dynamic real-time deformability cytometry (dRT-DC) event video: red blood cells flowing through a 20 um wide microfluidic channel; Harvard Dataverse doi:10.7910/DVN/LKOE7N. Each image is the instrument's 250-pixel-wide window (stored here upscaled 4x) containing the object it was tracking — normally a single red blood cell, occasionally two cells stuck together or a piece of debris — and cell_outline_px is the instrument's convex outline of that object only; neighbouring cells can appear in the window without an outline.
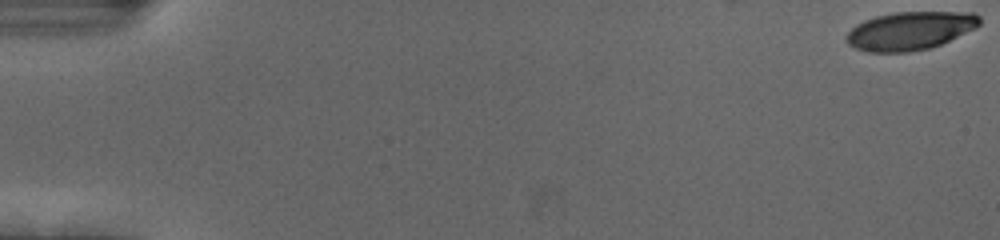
{"species": "human", "species_latin": "Homo sapiens", "temperature_condition": "cold", "stored_images_in_passage": 56, "camera_frame_rate_fps": 3000, "um_per_image_px": 0.085, "donor": {"sex": "female"}, "frame": {"image": 1, "passage_image": 1, "time_ms": 0.0, "image_size_px": [1000, 240], "cell_outline_px": [[980, 24], [976, 28], [940, 44], [928, 48], [908, 52], [868, 52], [856, 48], [848, 44], [848, 32], [856, 24], [864, 20], [876, 16], [896, 12], [972, 12], [980, 16]], "centroid_in_image_um": [77.37, 2.61], "position_along_channel_um": 7.6, "area_um2": 29.48}}
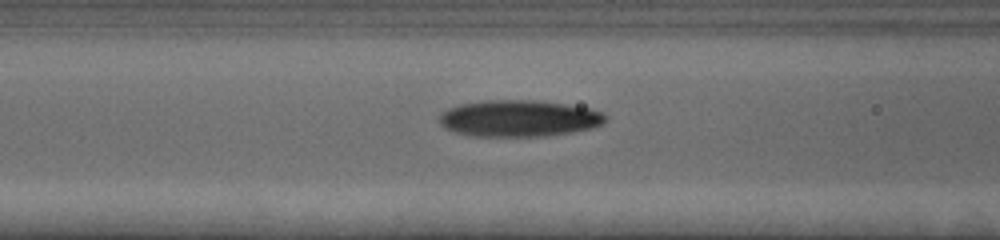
{"frame": {"image": 2, "passage_image": 24, "time_ms": 7.667, "image_size_px": [1000, 240], "cell_outline_px": [[608, 116], [604, 124], [592, 128], [572, 132], [544, 136], [472, 136], [456, 132], [444, 128], [440, 124], [440, 112], [448, 108], [460, 104], [488, 100], [532, 100], [564, 104], [588, 108], [600, 112]], "centroid_in_image_um": [44.1, 10.06], "position_along_channel_um": 122.5, "area_um2": 35.37}}
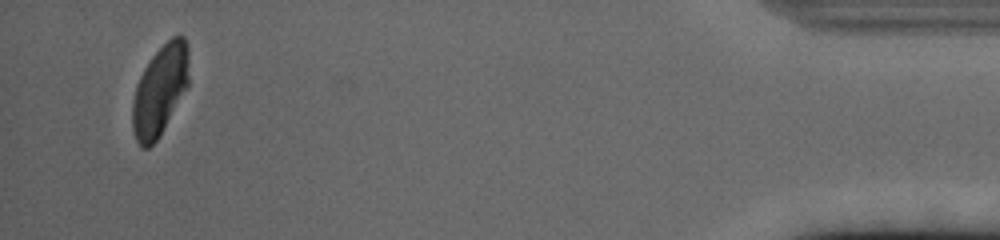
{"frame": {"image": 3, "passage_image": 54, "time_ms": 17.667, "image_size_px": [1000, 240], "cell_outline_px": [[188, 88], [160, 136], [148, 148], [140, 148], [136, 140], [132, 128], [132, 100], [136, 84], [148, 60], [172, 36], [184, 36], [188, 44]], "centroid_in_image_um": [13.59, 7.7], "position_along_channel_um": 421.6, "area_um2": 30.06}, "authors_computed_cell_mechanics": {"area_um2": 32.7148, "velocity_mm_per_s": 3.6965, "shape_relaxation_time_tau1_ms": 4.7475, "shape_relaxation_time_tau2_ms": 1.5328, "deformation_change_tau1": 0.18, "deformation_change_tau2": 0.0799}}